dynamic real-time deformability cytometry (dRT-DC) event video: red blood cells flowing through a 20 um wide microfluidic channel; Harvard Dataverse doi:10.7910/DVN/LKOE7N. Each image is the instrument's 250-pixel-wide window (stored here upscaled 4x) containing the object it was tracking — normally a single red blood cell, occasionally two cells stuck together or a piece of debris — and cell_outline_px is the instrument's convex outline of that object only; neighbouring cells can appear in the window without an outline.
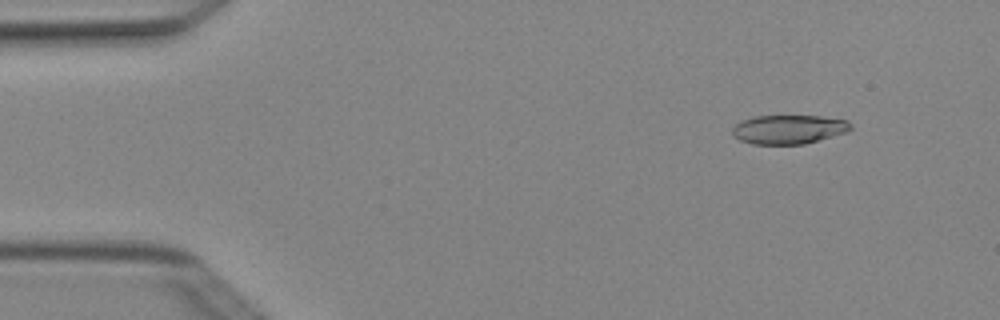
{"species": "Egyptian fruit bat (a non-hibernating species)", "species_latin": "Rousettus aegyptiacus", "temperature_condition": "cold", "stored_images_in_passage": 5, "segment_of_instrument_passage": [1, 2], "camera_frame_rate_fps": 3000, "um_per_image_px": 0.085, "animal": {"sex": "female"}, "frame": {"image": 1, "passage_image": 2, "time_ms": 0.333, "image_size_px": [1000, 320], "cell_outline_px": [[852, 128], [848, 132], [804, 144], [752, 144], [740, 140], [732, 136], [732, 128], [740, 120], [752, 116], [820, 116], [848, 120], [852, 124]], "centroid_in_image_um": [67.03, 10.99], "position_along_channel_um": 18.0, "area_um2": 20.23}}